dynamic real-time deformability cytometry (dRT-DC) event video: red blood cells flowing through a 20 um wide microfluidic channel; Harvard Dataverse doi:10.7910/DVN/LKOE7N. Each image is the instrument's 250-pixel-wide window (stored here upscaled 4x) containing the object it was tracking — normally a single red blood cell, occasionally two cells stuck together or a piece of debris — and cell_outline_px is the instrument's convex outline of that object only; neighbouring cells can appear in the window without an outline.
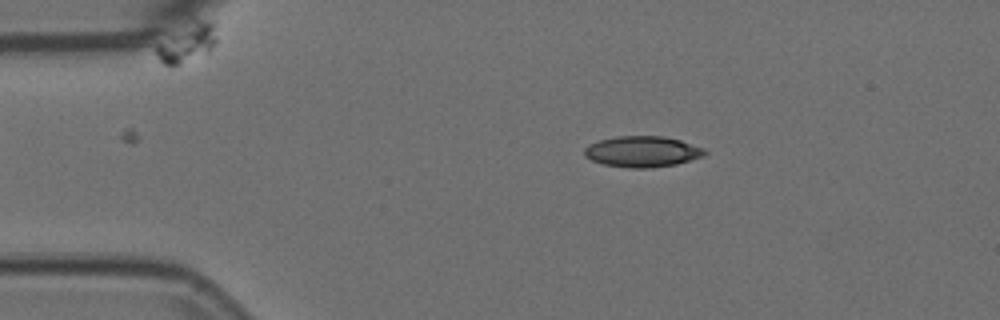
{"species": "Egyptian fruit bat (a non-hibernating species)", "species_latin": "Rousettus aegyptiacus", "temperature_condition": "room temperature", "stored_images_in_passage": 10, "camera_frame_rate_fps": 3000, "um_per_image_px": 0.085, "animal": {"sex": "female"}, "frame": {"image": 1, "passage_image": 2, "time_ms": 0.333, "image_size_px": [1000, 320], "cell_outline_px": [[708, 152], [704, 156], [676, 164], [648, 168], [628, 168], [604, 164], [592, 160], [584, 156], [584, 148], [588, 144], [600, 140], [616, 136], [664, 136], [680, 140], [704, 148]], "centroid_in_image_um": [54.6, 12.88], "position_along_channel_um": 30.4, "area_um2": 21.73}}
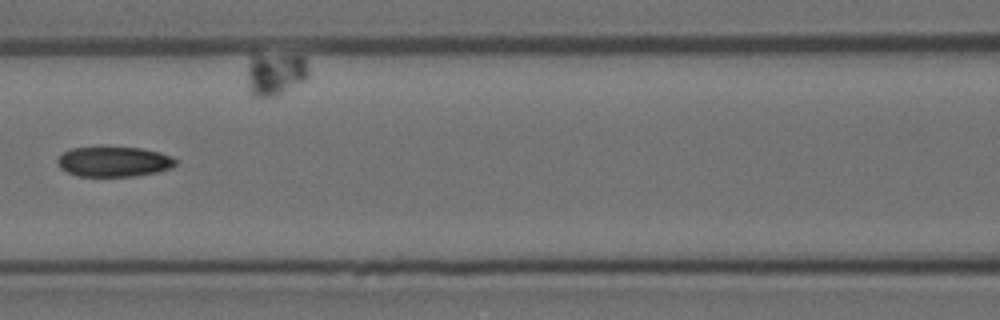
{"frame": {"image": 2, "passage_image": 6, "time_ms": 1.667, "image_size_px": [1000, 320], "cell_outline_px": [[176, 164], [172, 168], [156, 172], [136, 176], [76, 176], [60, 168], [56, 160], [64, 152], [72, 148], [140, 148], [160, 152], [172, 156], [176, 160]], "centroid_in_image_um": [9.7, 13.75], "position_along_channel_um": 156.9, "area_um2": 20.52}}
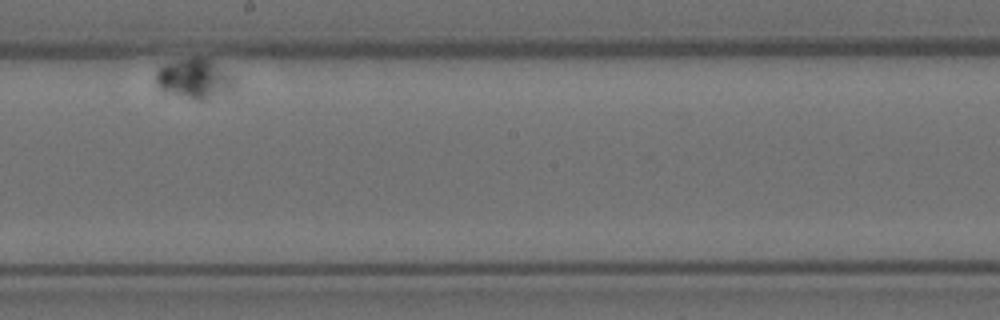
{"frame": {"image": 3, "passage_image": 9, "time_ms": 2.667, "image_size_px": [1000, 320], "cell_outline_px": [[236, 84], [232, 88], [204, 100], [196, 100], [160, 92], [156, 88], [156, 68], [164, 64], [192, 56], [212, 60]], "centroid_in_image_um": [16.37, 6.69], "position_along_channel_um": 231.8, "area_um2": 18.03}}